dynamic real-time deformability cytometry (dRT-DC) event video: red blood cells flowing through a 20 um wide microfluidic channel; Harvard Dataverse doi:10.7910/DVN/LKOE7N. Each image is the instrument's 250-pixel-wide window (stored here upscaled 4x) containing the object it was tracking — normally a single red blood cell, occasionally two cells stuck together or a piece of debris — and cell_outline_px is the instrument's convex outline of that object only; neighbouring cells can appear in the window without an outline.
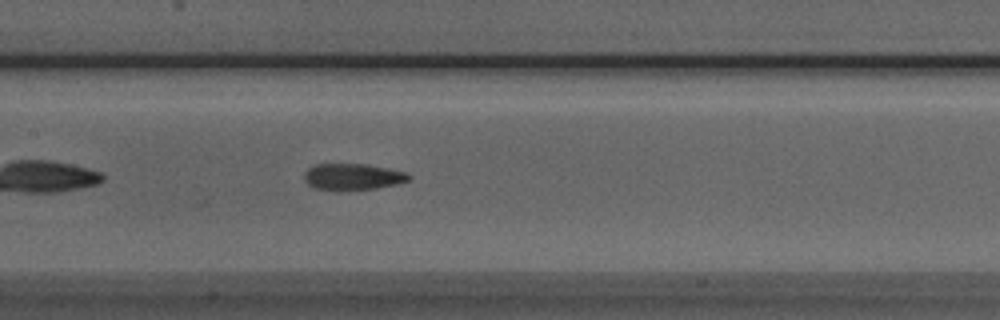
{"species": "Egyptian fruit bat (a non-hibernating species)", "species_latin": "Rousettus aegyptiacus", "temperature_condition": "room temperature", "stored_images_in_passage": 33, "camera_frame_rate_fps": 3000, "um_per_image_px": 0.085, "animal": {"sex": "male"}, "frame": {"image": 1, "passage_image": 9, "time_ms": 2.667, "image_size_px": [1000, 320], "cell_outline_px": [[412, 176], [408, 180], [396, 184], [376, 188], [340, 192], [336, 192], [316, 188], [308, 184], [304, 180], [304, 172], [308, 168], [316, 164], [364, 164], [404, 172]], "centroid_in_image_um": [29.91, 15.05], "position_along_channel_um": 177.5, "area_um2": 16.24}}
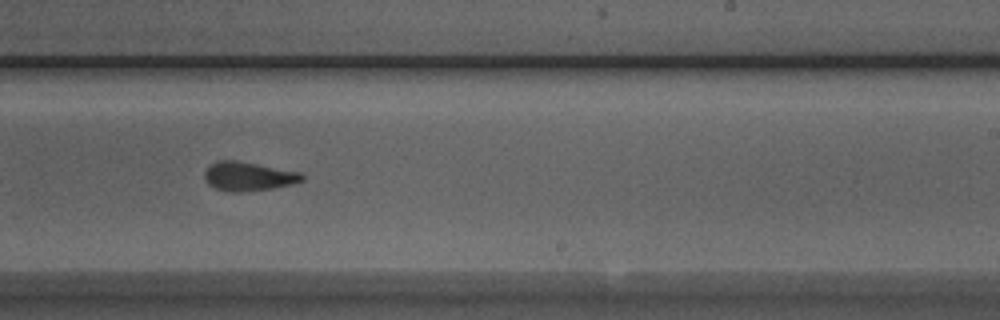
{"frame": {"image": 2, "passage_image": 16, "time_ms": 5.0, "image_size_px": [1000, 320], "cell_outline_px": [[304, 180], [292, 184], [272, 188], [240, 192], [232, 192], [216, 188], [208, 184], [204, 180], [204, 172], [208, 164], [216, 160], [236, 160], [300, 172], [304, 176]], "centroid_in_image_um": [21.06, 14.97], "position_along_channel_um": 267.9, "area_um2": 16.53}}
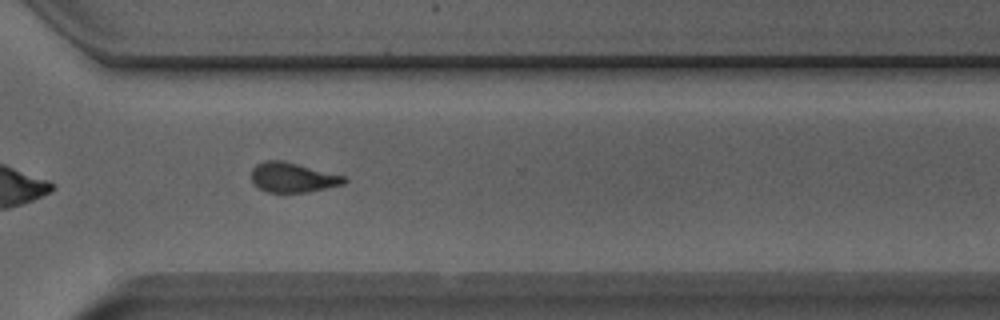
{"frame": {"image": 3, "passage_image": 22, "time_ms": 7.0, "image_size_px": [1000, 320], "cell_outline_px": [[348, 180], [344, 184], [308, 192], [268, 192], [256, 188], [252, 180], [252, 168], [256, 164], [264, 160], [284, 160], [348, 176]], "centroid_in_image_um": [24.91, 15.07], "position_along_channel_um": 345.7, "area_um2": 16.47}}